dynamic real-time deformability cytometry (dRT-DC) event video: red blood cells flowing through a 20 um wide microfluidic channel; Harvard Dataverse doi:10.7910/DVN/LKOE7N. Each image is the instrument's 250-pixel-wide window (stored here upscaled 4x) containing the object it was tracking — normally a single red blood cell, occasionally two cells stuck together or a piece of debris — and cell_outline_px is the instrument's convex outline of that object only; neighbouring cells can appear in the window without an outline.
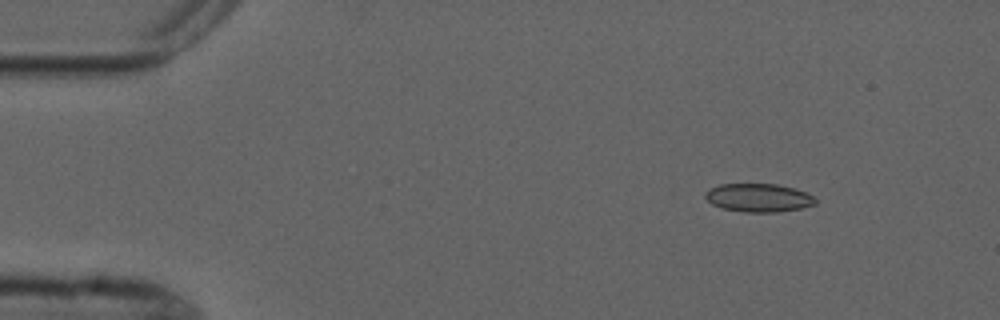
{"species": "common noctule bat (a hibernating species)", "species_latin": "Nyctalus noctula", "temperature_condition": "cold", "stored_images_in_passage": 8, "camera_frame_rate_fps": 3000, "um_per_image_px": 0.085, "animal": {"sex": "male", "forearm_length_mm": 52.5}, "frame": {"image": 1, "passage_image": 2, "time_ms": 1.0, "image_size_px": [1000, 320], "cell_outline_px": [[816, 204], [800, 208], [776, 212], [744, 212], [720, 208], [712, 204], [704, 196], [704, 192], [708, 188], [720, 184], [776, 184], [792, 188], [804, 192], [812, 196], [816, 200]], "centroid_in_image_um": [64.41, 16.81], "position_along_channel_um": 20.6, "area_um2": 18.15}}
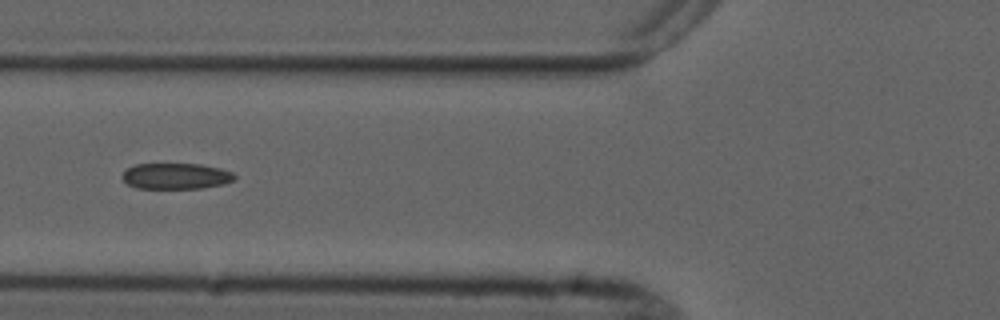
{"frame": {"image": 2, "passage_image": 6, "time_ms": 5.667, "image_size_px": [1000, 320], "cell_outline_px": [[236, 180], [224, 184], [200, 188], [136, 188], [128, 184], [120, 176], [128, 168], [136, 164], [200, 164], [220, 168], [232, 172], [236, 176]], "centroid_in_image_um": [14.98, 14.97], "position_along_channel_um": 110.8, "area_um2": 16.99}}
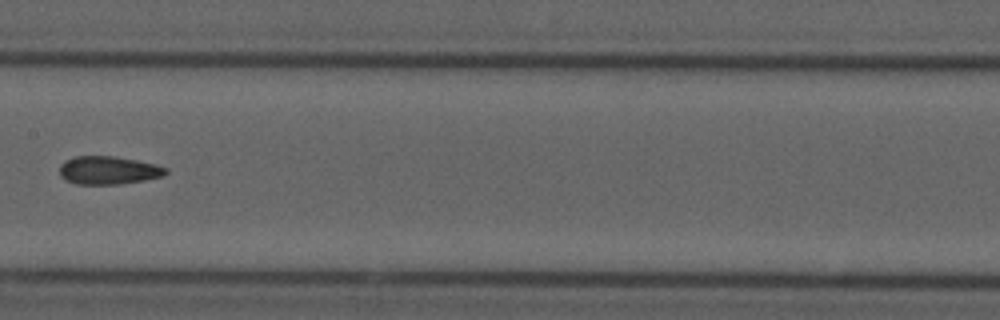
{"frame": {"image": 3, "passage_image": 8, "time_ms": 8.0, "image_size_px": [1000, 320], "cell_outline_px": [[168, 172], [164, 176], [144, 180], [116, 184], [76, 184], [64, 180], [60, 176], [60, 164], [64, 160], [72, 156], [112, 156], [136, 160], [156, 164], [168, 168]], "centroid_in_image_um": [9.19, 14.47], "position_along_channel_um": 198.2, "area_um2": 17.57}}